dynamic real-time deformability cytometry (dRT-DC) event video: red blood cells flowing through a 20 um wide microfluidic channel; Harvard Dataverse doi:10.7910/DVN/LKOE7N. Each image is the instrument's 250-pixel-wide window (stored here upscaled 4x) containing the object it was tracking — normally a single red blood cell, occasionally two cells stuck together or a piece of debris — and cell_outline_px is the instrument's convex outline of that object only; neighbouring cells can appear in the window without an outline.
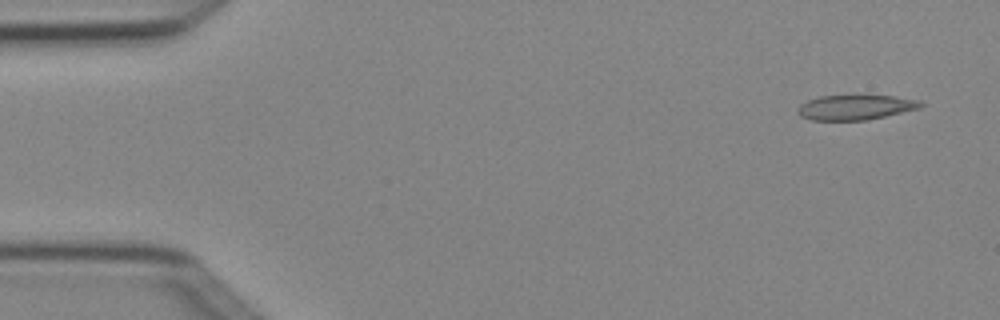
{"species": "Egyptian fruit bat (a non-hibernating species)", "species_latin": "Rousettus aegyptiacus", "temperature_condition": "cold", "stored_images_in_passage": 5, "camera_frame_rate_fps": 3000, "um_per_image_px": 0.085, "animal": {"sex": "female"}, "frame": {"image": 1, "passage_image": 1, "time_ms": 0.0, "image_size_px": [1000, 320], "cell_outline_px": [[924, 104], [920, 108], [884, 116], [864, 120], [812, 120], [800, 116], [796, 112], [800, 104], [808, 100], [820, 96], [896, 96], [920, 100]], "centroid_in_image_um": [72.7, 9.12], "position_along_channel_um": 12.3, "area_um2": 17.69}}
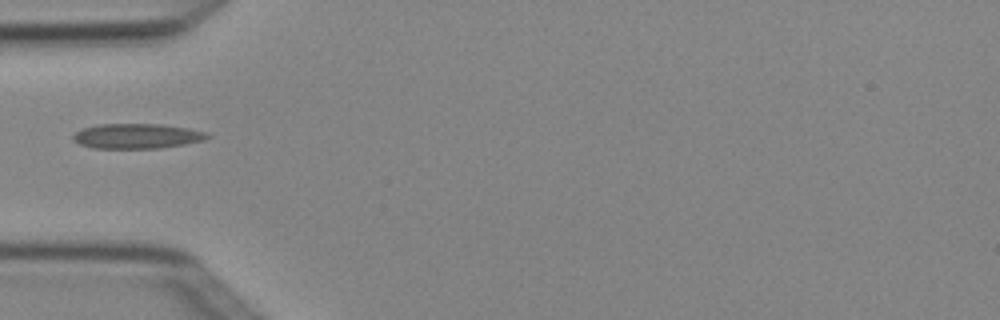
{"frame": {"image": 2, "passage_image": 4, "time_ms": 1.0, "image_size_px": [1000, 320], "cell_outline_px": [[212, 136], [204, 140], [184, 144], [160, 148], [92, 148], [80, 144], [72, 140], [72, 136], [76, 132], [84, 128], [100, 124], [160, 124], [188, 128], [208, 132]], "centroid_in_image_um": [11.66, 11.57], "position_along_channel_um": 73.3, "area_um2": 19.54}}
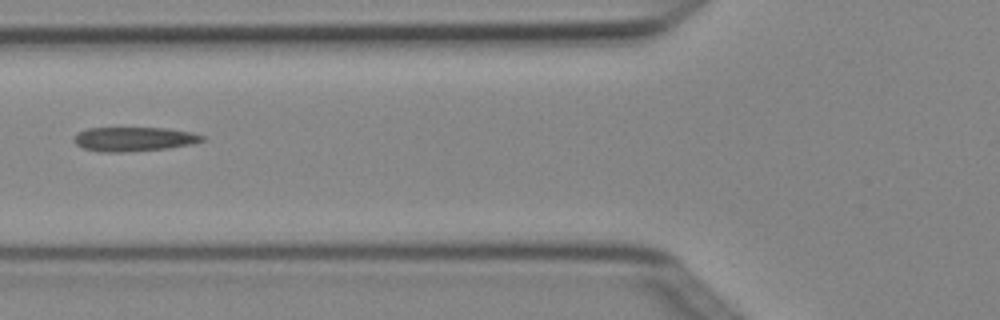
{"frame": {"image": 3, "passage_image": 5, "time_ms": 1.333, "image_size_px": [1000, 320], "cell_outline_px": [[204, 140], [192, 144], [168, 148], [124, 152], [100, 152], [84, 148], [76, 144], [72, 140], [76, 132], [88, 128], [168, 128], [192, 132], [204, 136]], "centroid_in_image_um": [11.36, 11.82], "position_along_channel_um": 114.4, "area_um2": 18.21}}